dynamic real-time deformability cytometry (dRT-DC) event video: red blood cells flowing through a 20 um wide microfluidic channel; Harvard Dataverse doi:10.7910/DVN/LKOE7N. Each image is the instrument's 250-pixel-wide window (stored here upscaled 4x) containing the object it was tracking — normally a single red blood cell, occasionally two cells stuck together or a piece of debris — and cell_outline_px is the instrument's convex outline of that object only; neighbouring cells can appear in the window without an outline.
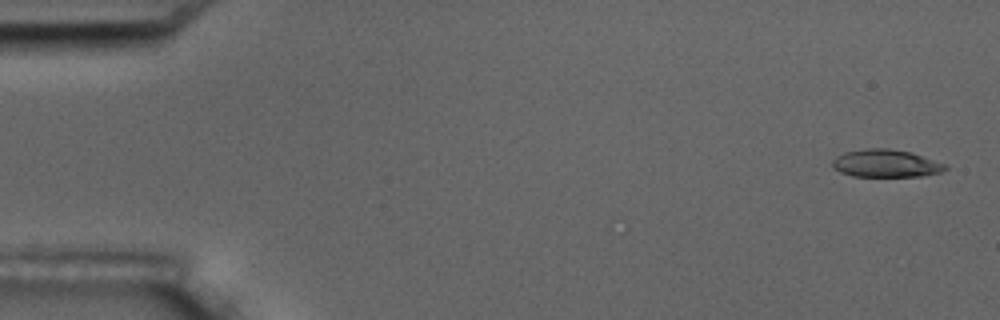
{"species": "common noctule bat (a hibernating species)", "species_latin": "Nyctalus noctula", "temperature_condition": "room temperature", "stored_images_in_passage": 5, "camera_frame_rate_fps": 3000, "um_per_image_px": 0.085, "animal": {"sex": "male", "body_mass_g": 17.5, "forearm_length_mm": 52.3}, "frame": {"image": 1, "passage_image": 1, "time_ms": 0.0, "image_size_px": [1000, 320], "cell_outline_px": [[948, 168], [940, 172], [920, 176], [852, 176], [840, 172], [832, 168], [832, 160], [836, 156], [844, 152], [864, 148], [888, 148], [912, 152], [948, 164]], "centroid_in_image_um": [75.29, 13.88], "position_along_channel_um": 9.7, "area_um2": 18.44}}
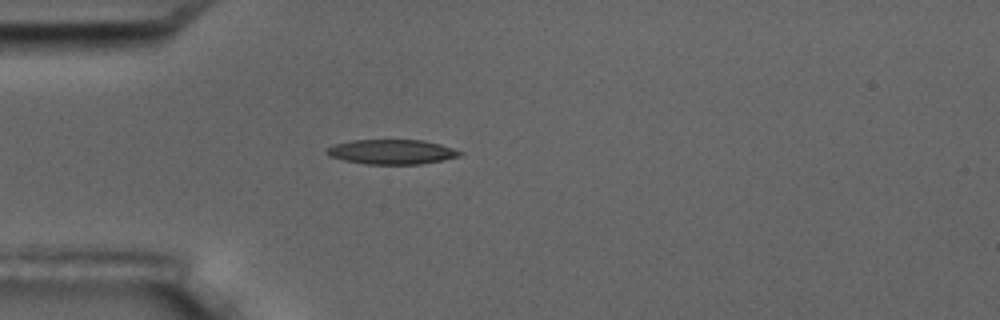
{"frame": {"image": 2, "passage_image": 5, "time_ms": 4.667, "image_size_px": [1000, 320], "cell_outline_px": [[464, 152], [460, 156], [444, 160], [420, 164], [364, 164], [344, 160], [328, 156], [324, 152], [328, 148], [336, 144], [352, 140], [424, 140], [440, 144]], "centroid_in_image_um": [33.31, 12.91], "position_along_channel_um": 51.7, "area_um2": 19.19}}